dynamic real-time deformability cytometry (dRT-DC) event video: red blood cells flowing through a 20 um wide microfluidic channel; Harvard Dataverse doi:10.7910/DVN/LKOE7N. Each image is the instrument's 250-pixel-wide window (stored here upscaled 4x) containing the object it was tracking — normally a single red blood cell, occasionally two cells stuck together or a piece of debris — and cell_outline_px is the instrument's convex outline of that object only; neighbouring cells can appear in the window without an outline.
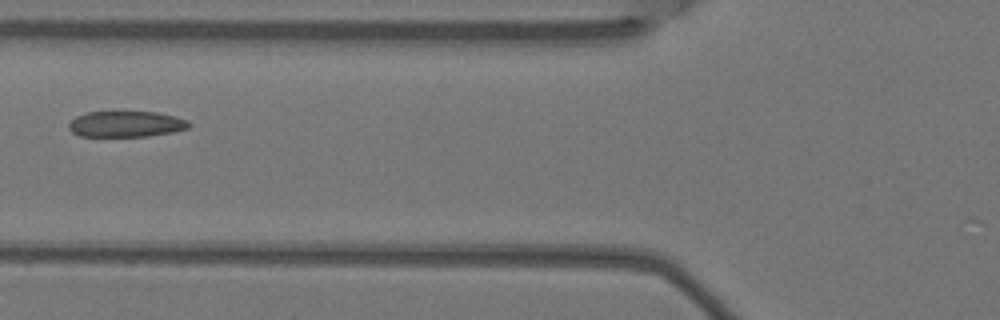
{"species": "Egyptian fruit bat (a non-hibernating species)", "species_latin": "Rousettus aegyptiacus", "temperature_condition": "warm", "stored_images_in_passage": 7, "camera_frame_rate_fps": 3000, "um_per_image_px": 0.085, "animal": {"sex": "female"}, "frame": {"image": 1, "passage_image": 4, "time_ms": 1.0, "image_size_px": [1000, 320], "cell_outline_px": [[192, 124], [188, 128], [172, 132], [148, 136], [80, 136], [72, 132], [68, 128], [68, 124], [76, 116], [88, 112], [156, 112], [176, 116], [188, 120]], "centroid_in_image_um": [10.73, 10.54], "position_along_channel_um": 115.1, "area_um2": 18.15}}
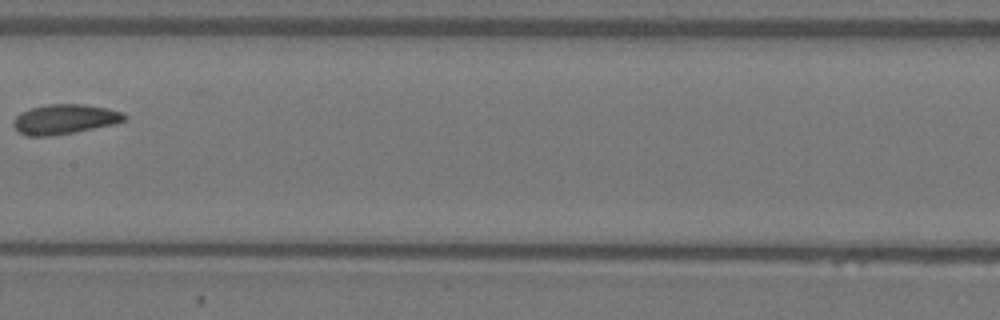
{"frame": {"image": 2, "passage_image": 6, "time_ms": 1.667, "image_size_px": [1000, 320], "cell_outline_px": [[128, 116], [124, 120], [116, 124], [76, 132], [48, 136], [28, 136], [20, 132], [12, 124], [16, 116], [20, 112], [32, 108], [48, 104], [84, 104], [108, 108], [120, 112]], "centroid_in_image_um": [5.51, 10.13], "position_along_channel_um": 201.9, "area_um2": 19.25}}
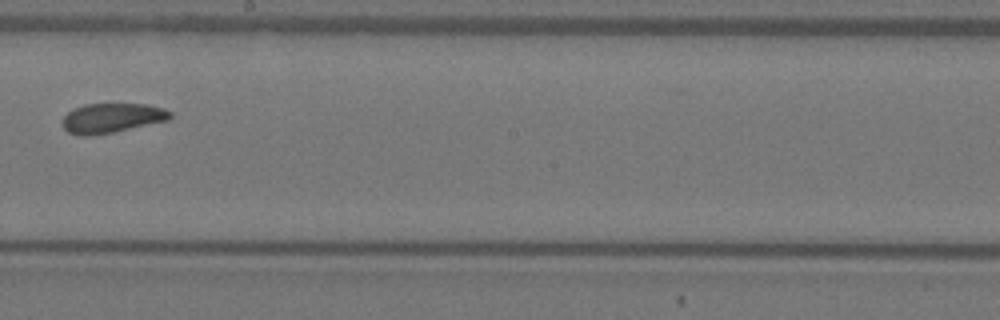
{"frame": {"image": 3, "passage_image": 7, "time_ms": 2.0, "image_size_px": [1000, 320], "cell_outline_px": [[172, 116], [168, 120], [112, 132], [88, 136], [80, 136], [68, 132], [60, 124], [60, 120], [72, 108], [84, 104], [144, 104], [164, 108], [172, 112]], "centroid_in_image_um": [9.45, 10.02], "position_along_channel_um": 238.8, "area_um2": 18.67}}